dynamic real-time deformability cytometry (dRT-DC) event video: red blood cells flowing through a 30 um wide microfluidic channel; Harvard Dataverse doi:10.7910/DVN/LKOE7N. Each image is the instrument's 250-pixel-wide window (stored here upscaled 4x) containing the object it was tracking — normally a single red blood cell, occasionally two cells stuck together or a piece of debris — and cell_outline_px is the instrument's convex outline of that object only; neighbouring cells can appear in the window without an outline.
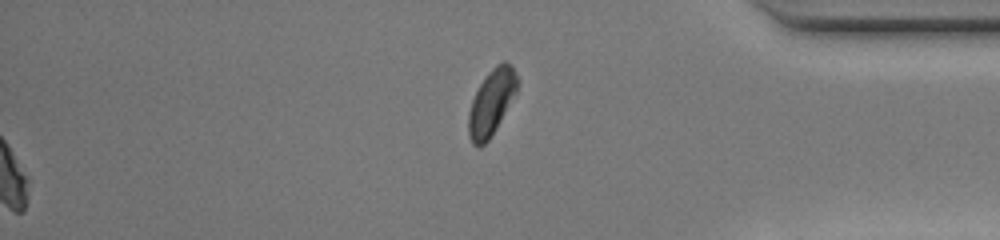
{"species": "common noctule bat (a hibernating species)", "species_latin": "Nyctalus noctula", "temperature_condition": "warm", "stored_images_in_passage": 36, "segment_of_instrument_passage": [2, 2], "camera_frame_rate_fps": 3000, "um_per_image_px": 0.085, "animal": {"sex": "female", "body_mass_g": 20.0, "forearm_length_mm": 54.0}, "frame": {"image": 1, "passage_image": 36, "time_ms": 11.667, "image_size_px": [1000, 240], "cell_outline_px": [[516, 92], [496, 128], [488, 140], [480, 148], [476, 148], [472, 144], [468, 136], [468, 112], [472, 100], [480, 84], [488, 72], [496, 64], [504, 60], [512, 64], [516, 76]], "centroid_in_image_um": [41.73, 8.72], "position_along_channel_um": 393.5, "area_um2": 18.5}}